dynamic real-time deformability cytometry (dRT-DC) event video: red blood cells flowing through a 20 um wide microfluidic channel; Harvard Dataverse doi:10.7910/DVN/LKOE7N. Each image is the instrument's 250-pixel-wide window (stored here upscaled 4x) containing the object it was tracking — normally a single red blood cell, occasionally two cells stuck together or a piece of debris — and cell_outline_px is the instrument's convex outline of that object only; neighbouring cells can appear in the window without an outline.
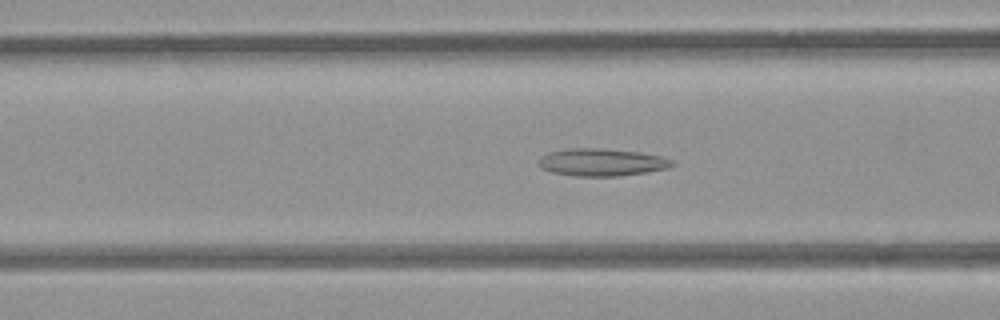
{"species": "common noctule bat (a hibernating species)", "species_latin": "Nyctalus noctula", "temperature_condition": "room temperature", "stored_images_in_passage": 52, "camera_frame_rate_fps": 3000, "um_per_image_px": 0.085, "animal": {"sex": "female", "body_mass_g": 21.9}, "frame": {"image": 1, "passage_image": 20, "time_ms": 6.333, "image_size_px": [1000, 320], "cell_outline_px": [[676, 164], [668, 168], [644, 172], [616, 176], [576, 176], [552, 172], [540, 168], [540, 160], [548, 152], [568, 148], [600, 148], [640, 152], [660, 156], [676, 160]], "centroid_in_image_um": [51.19, 13.78], "position_along_channel_um": 115.4, "area_um2": 21.27}}
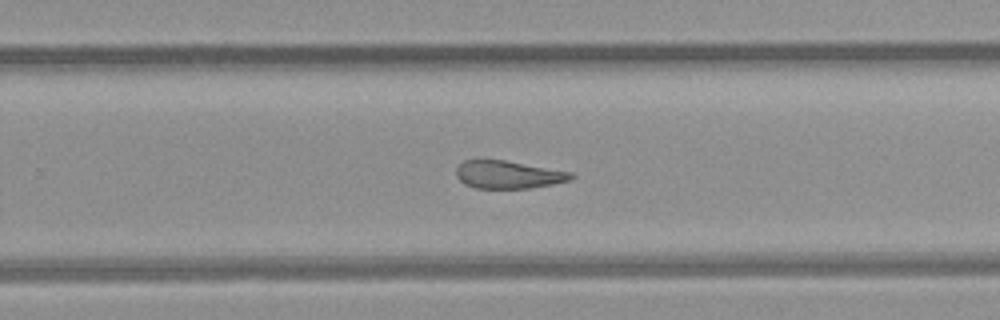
{"frame": {"image": 2, "passage_image": 33, "time_ms": 10.667, "image_size_px": [1000, 320], "cell_outline_px": [[576, 176], [572, 180], [532, 188], [476, 188], [464, 184], [456, 176], [456, 168], [464, 160], [504, 160], [572, 172]], "centroid_in_image_um": [43.22, 14.85], "position_along_channel_um": 286.6, "area_um2": 18.61}}
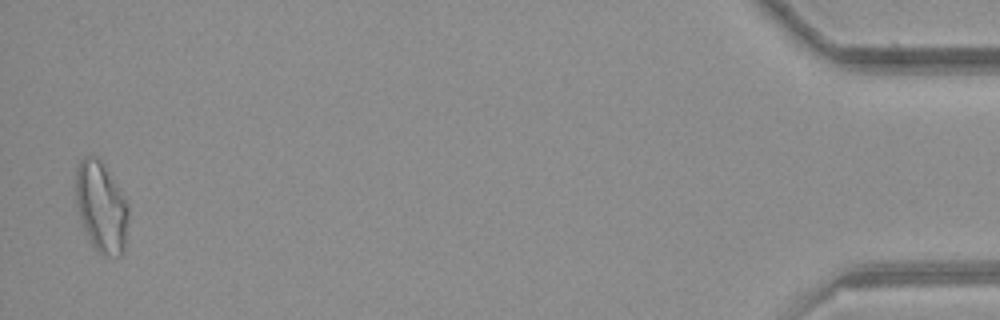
{"frame": {"image": 3, "passage_image": 51, "time_ms": 16.667, "image_size_px": [1000, 320], "cell_outline_px": [[128, 220], [124, 252], [120, 256], [104, 256], [92, 244], [84, 228], [76, 204], [76, 168], [80, 160], [84, 156], [96, 156], [100, 160], [128, 204]], "centroid_in_image_um": [8.61, 17.61], "position_along_channel_um": 426.6, "area_um2": 27.34}, "authors_computed_cell_mechanics": {"area_um2": 21.7906, "velocity_mm_per_s": 3.9492, "shape_relaxation_time_tau1_ms": null, "shape_relaxation_time_tau2_ms": 4.3572, "deformation_change_tau1": null, "deformation_change_tau2": 0.1563}}